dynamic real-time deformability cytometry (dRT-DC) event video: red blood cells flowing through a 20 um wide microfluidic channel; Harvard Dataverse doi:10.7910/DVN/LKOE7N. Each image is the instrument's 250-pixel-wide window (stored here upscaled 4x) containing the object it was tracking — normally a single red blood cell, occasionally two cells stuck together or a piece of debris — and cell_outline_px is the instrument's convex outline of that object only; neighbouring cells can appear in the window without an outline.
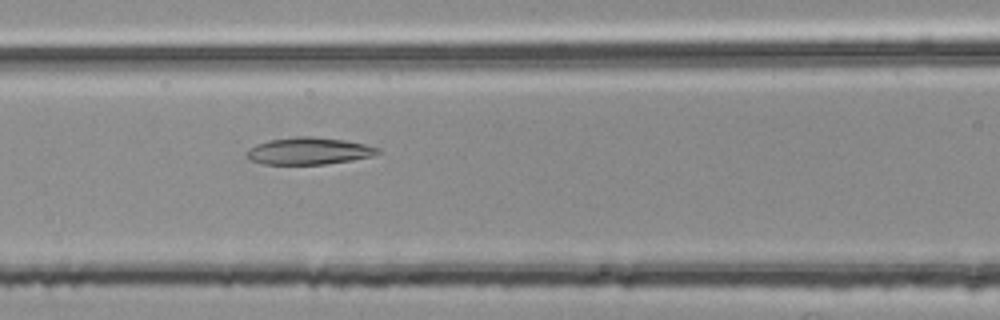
{"species": "common noctule bat (a hibernating species)", "species_latin": "Nyctalus noctula", "temperature_condition": "room temperature", "stored_images_in_passage": 32, "camera_frame_rate_fps": 3000, "um_per_image_px": 0.085, "animal": {"sex": "female", "body_mass_g": 25.1}, "frame": {"image": 1, "passage_image": 6, "time_ms": 1.667, "image_size_px": [1000, 320], "cell_outline_px": [[380, 152], [372, 156], [352, 160], [324, 164], [264, 164], [252, 160], [244, 156], [248, 148], [256, 144], [268, 140], [296, 136], [312, 136], [344, 140], [364, 144], [380, 148]], "centroid_in_image_um": [26.22, 12.83], "position_along_channel_um": 140.4, "area_um2": 20.69}}
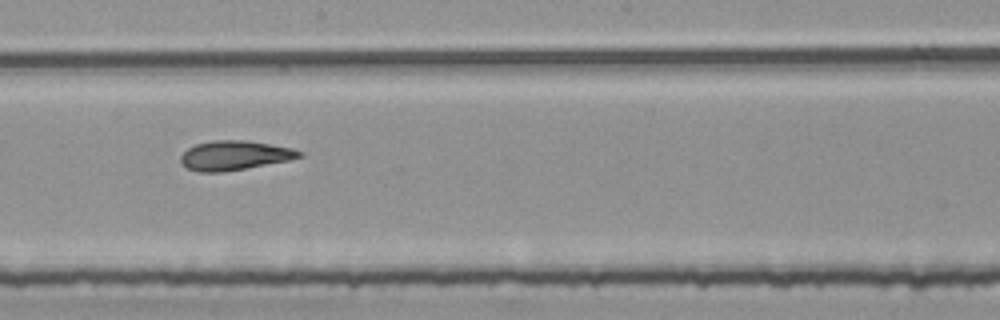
{"frame": {"image": 2, "passage_image": 13, "time_ms": 4.0, "image_size_px": [1000, 320], "cell_outline_px": [[304, 156], [288, 160], [224, 172], [200, 172], [188, 168], [180, 164], [180, 156], [188, 148], [196, 144], [212, 140], [248, 140], [292, 148], [304, 152]], "centroid_in_image_um": [19.93, 13.2], "position_along_channel_um": 228.3, "area_um2": 20.35}}
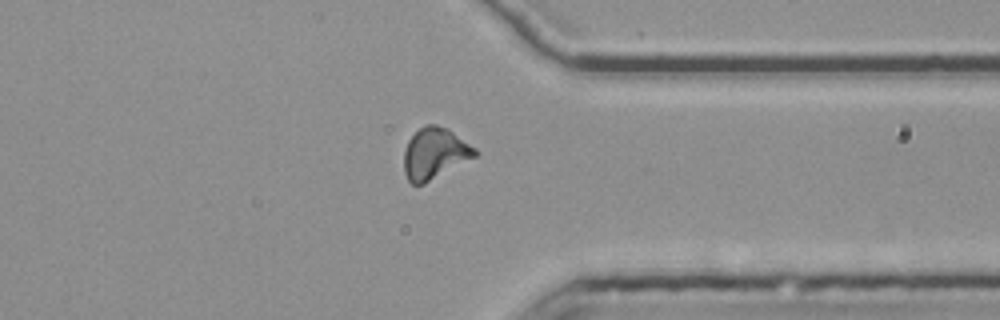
{"frame": {"image": 3, "passage_image": 25, "time_ms": 8.0, "image_size_px": [1000, 320], "cell_outline_px": [[480, 152], [476, 156], [424, 184], [412, 184], [408, 180], [404, 172], [404, 152], [408, 140], [424, 124], [436, 124], [448, 128], [476, 148]], "centroid_in_image_um": [36.96, 13.03], "position_along_channel_um": 374.4, "area_um2": 21.21}}